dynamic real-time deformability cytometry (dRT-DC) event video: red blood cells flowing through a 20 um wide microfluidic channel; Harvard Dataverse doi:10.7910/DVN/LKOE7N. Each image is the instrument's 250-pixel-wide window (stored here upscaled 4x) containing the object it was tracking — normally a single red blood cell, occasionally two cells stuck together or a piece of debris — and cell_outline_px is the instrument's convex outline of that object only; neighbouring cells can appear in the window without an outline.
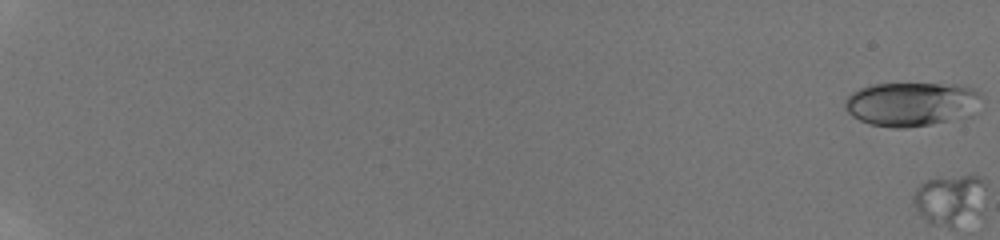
{"species": "human", "species_latin": "Homo sapiens", "temperature_condition": "room temperature", "stored_images_in_passage": 3, "segment_of_instrument_passage": [1, 2], "camera_frame_rate_fps": 3000, "um_per_image_px": 0.085, "donor": {"sex": "male"}, "frame": {"image": 1, "passage_image": 1, "time_ms": 0.0, "image_size_px": [1000, 240], "cell_outline_px": [[984, 96], [972, 116], [932, 124], [904, 128], [892, 128], [872, 124], [860, 120], [852, 116], [844, 108], [844, 100], [852, 92], [860, 88], [872, 84], [956, 84], [976, 88]], "centroid_in_image_um": [77.54, 8.84], "position_along_channel_um": 7.5, "area_um2": 35.6}}